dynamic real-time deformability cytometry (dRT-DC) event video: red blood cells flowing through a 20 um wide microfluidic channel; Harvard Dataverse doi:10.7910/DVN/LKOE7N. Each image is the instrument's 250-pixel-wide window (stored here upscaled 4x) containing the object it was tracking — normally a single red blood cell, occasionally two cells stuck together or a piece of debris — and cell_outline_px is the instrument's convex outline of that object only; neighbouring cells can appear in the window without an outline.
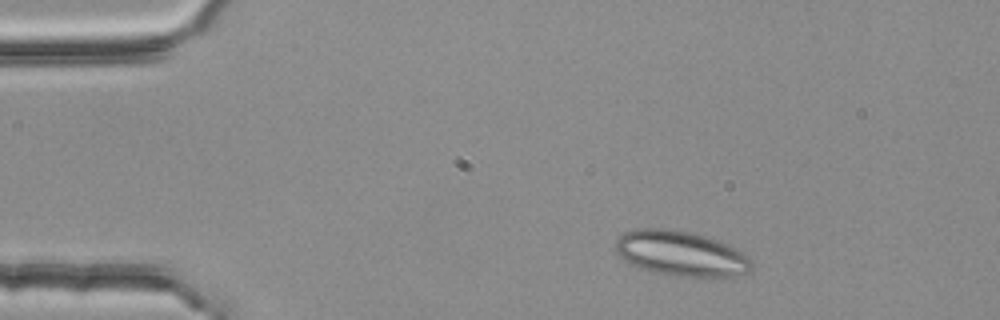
{"species": "common noctule bat (a hibernating species)", "species_latin": "Nyctalus noctula", "temperature_condition": "room temperature", "stored_images_in_passage": 47, "camera_frame_rate_fps": 3000, "um_per_image_px": 0.085, "animal": {"sex": "female", "body_mass_g": 25.1}, "frame": {"image": 1, "passage_image": 4, "time_ms": 1.0, "image_size_px": [1000, 320], "cell_outline_px": [[756, 264], [748, 272], [732, 276], [676, 276], [652, 272], [640, 268], [624, 260], [616, 252], [616, 240], [624, 232], [636, 228], [664, 228], [688, 232], [708, 236], [728, 244], [744, 252]], "centroid_in_image_um": [57.91, 21.54], "position_along_channel_um": 27.1, "area_um2": 35.95}}
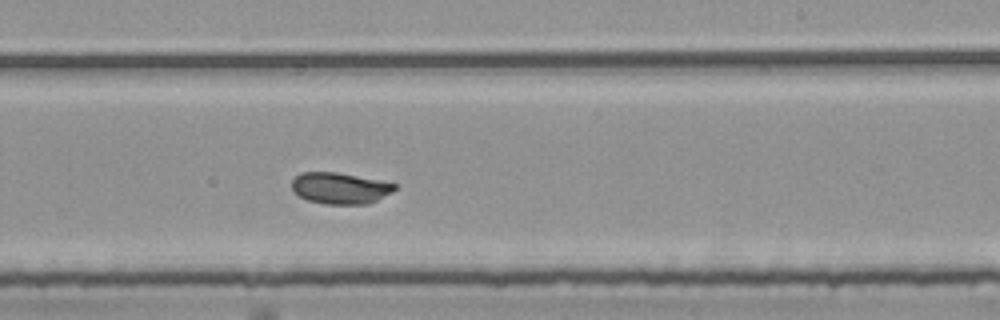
{"frame": {"image": 2, "passage_image": 28, "time_ms": 9.0, "image_size_px": [1000, 320], "cell_outline_px": [[396, 188], [392, 192], [368, 204], [324, 204], [308, 200], [300, 196], [292, 188], [292, 180], [300, 172], [336, 172], [396, 184]], "centroid_in_image_um": [28.88, 16.0], "position_along_channel_um": 260.1, "area_um2": 18.5}}
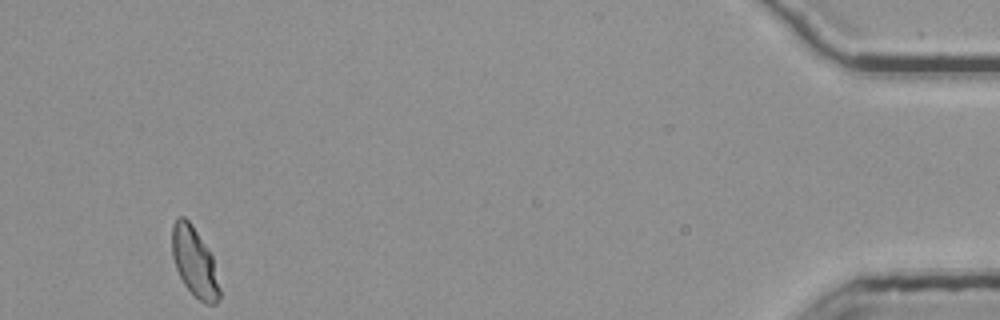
{"frame": {"image": 3, "passage_image": 47, "time_ms": 15.333, "image_size_px": [1000, 320], "cell_outline_px": [[220, 296], [216, 304], [204, 304], [192, 296], [184, 284], [176, 268], [172, 256], [172, 224], [180, 216], [184, 216], [192, 224], [212, 256], [220, 288]], "centroid_in_image_um": [16.53, 22.32], "position_along_channel_um": 418.7, "area_um2": 19.25}}